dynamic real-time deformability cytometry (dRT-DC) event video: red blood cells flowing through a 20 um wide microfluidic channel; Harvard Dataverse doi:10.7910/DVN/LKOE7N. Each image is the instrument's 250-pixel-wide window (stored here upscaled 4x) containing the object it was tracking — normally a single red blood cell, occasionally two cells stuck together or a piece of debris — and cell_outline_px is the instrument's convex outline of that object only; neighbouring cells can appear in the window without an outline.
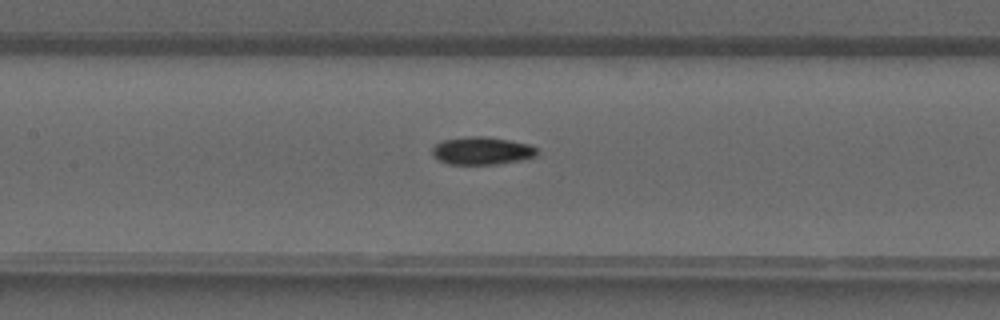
{"species": "common noctule bat (a hibernating species)", "species_latin": "Nyctalus noctula", "temperature_condition": "warm", "stored_images_in_passage": 33, "camera_frame_rate_fps": 3000, "um_per_image_px": 0.085, "animal": {"sex": "male", "forearm_length_mm": 52.5}, "frame": {"image": 1, "passage_image": 14, "time_ms": 4.333, "image_size_px": [1000, 320], "cell_outline_px": [[536, 156], [520, 160], [496, 164], [448, 164], [432, 156], [432, 148], [436, 144], [444, 140], [468, 136], [484, 136], [532, 144], [536, 148]], "centroid_in_image_um": [40.95, 12.81], "position_along_channel_um": 166.4, "area_um2": 16.88}}
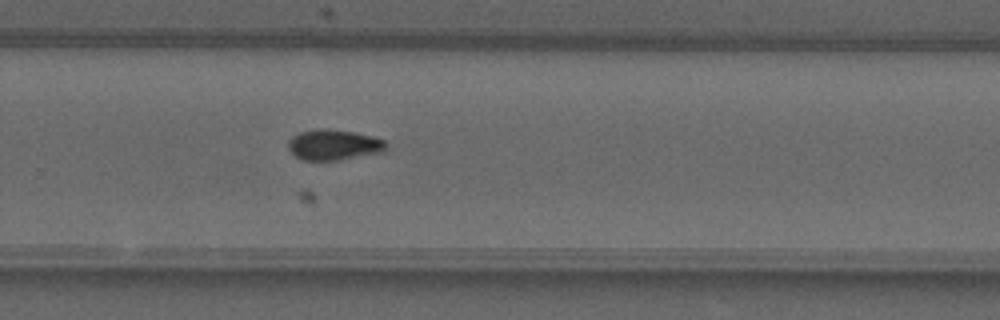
{"frame": {"image": 2, "passage_image": 22, "time_ms": 7.0, "image_size_px": [1000, 320], "cell_outline_px": [[388, 144], [384, 152], [336, 160], [304, 160], [296, 156], [288, 148], [288, 140], [292, 136], [300, 132], [320, 128], [352, 132], [372, 136], [384, 140]], "centroid_in_image_um": [28.37, 12.31], "position_along_channel_um": 301.4, "area_um2": 17.28}}
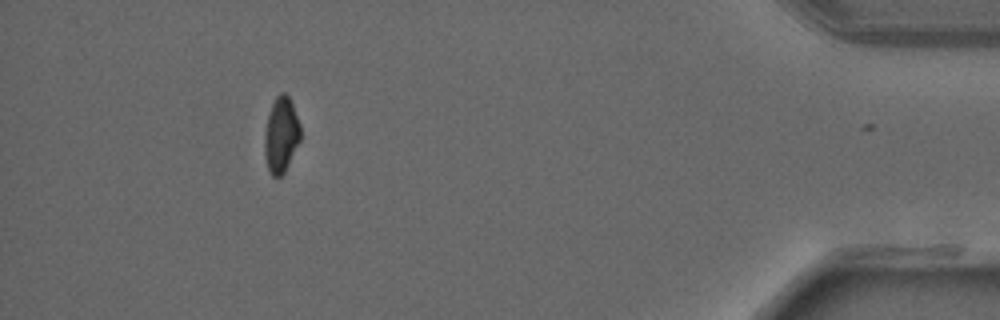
{"frame": {"image": 3, "passage_image": 32, "time_ms": 10.333, "image_size_px": [1000, 320], "cell_outline_px": [[300, 140], [284, 172], [280, 176], [272, 176], [268, 168], [264, 156], [264, 136], [268, 116], [272, 104], [276, 96], [280, 92], [284, 92], [288, 96], [292, 104], [300, 124]], "centroid_in_image_um": [23.88, 11.45], "position_along_channel_um": 411.3, "area_um2": 15.61}}